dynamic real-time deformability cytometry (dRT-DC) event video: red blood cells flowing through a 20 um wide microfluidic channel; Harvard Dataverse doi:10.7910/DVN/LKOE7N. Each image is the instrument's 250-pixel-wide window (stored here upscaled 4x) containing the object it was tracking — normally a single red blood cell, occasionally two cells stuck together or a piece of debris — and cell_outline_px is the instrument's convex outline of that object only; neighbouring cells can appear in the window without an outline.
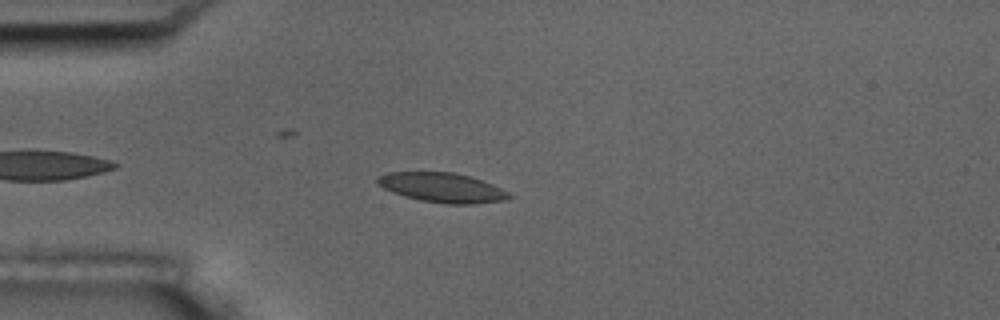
{"species": "common noctule bat (a hibernating species)", "species_latin": "Nyctalus noctula", "temperature_condition": "room temperature", "stored_images_in_passage": 39, "camera_frame_rate_fps": 3000, "um_per_image_px": 0.085, "animal": {"sex": "male", "body_mass_g": 17.5, "forearm_length_mm": 52.3}, "frame": {"image": 1, "passage_image": 6, "time_ms": 1.667, "image_size_px": [1000, 320], "cell_outline_px": [[512, 196], [504, 200], [472, 204], [444, 204], [420, 200], [404, 196], [392, 192], [376, 184], [376, 176], [388, 172], [456, 172], [492, 184], [508, 192]], "centroid_in_image_um": [37.53, 15.94], "position_along_channel_um": 47.5, "area_um2": 22.66}}
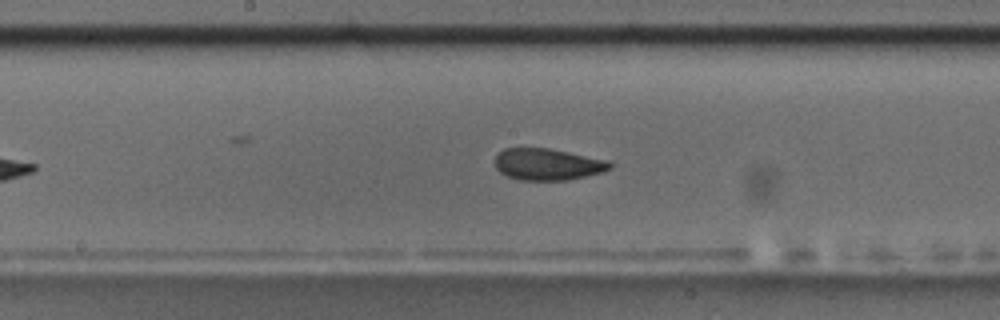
{"frame": {"image": 2, "passage_image": 20, "time_ms": 6.333, "image_size_px": [1000, 320], "cell_outline_px": [[612, 168], [604, 172], [568, 180], [520, 180], [508, 176], [500, 172], [496, 168], [496, 156], [504, 148], [548, 148], [608, 160], [612, 164]], "centroid_in_image_um": [46.57, 13.97], "position_along_channel_um": 201.6, "area_um2": 21.15}}
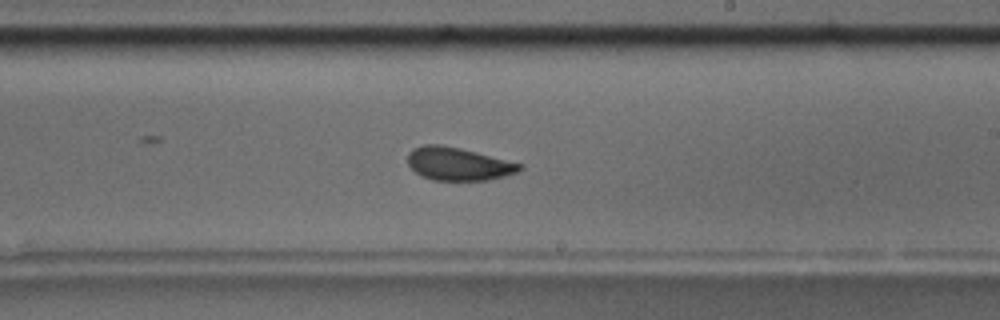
{"frame": {"image": 3, "passage_image": 24, "time_ms": 7.667, "image_size_px": [1000, 320], "cell_outline_px": [[524, 168], [520, 172], [488, 180], [432, 180], [420, 176], [408, 164], [408, 152], [412, 148], [424, 144], [440, 144], [460, 148], [524, 164]], "centroid_in_image_um": [38.97, 13.93], "position_along_channel_um": 250.0, "area_um2": 21.73}, "authors_computed_cell_mechanics": {"area_um2": 21.964, "velocity_mm_per_s": 3.6368, "shape_relaxation_time_tau1_ms": 4.3206, "shape_relaxation_time_tau2_ms": 1.3095, "deformation_change_tau1": 0.113, "deformation_change_tau2": 0.0548}}